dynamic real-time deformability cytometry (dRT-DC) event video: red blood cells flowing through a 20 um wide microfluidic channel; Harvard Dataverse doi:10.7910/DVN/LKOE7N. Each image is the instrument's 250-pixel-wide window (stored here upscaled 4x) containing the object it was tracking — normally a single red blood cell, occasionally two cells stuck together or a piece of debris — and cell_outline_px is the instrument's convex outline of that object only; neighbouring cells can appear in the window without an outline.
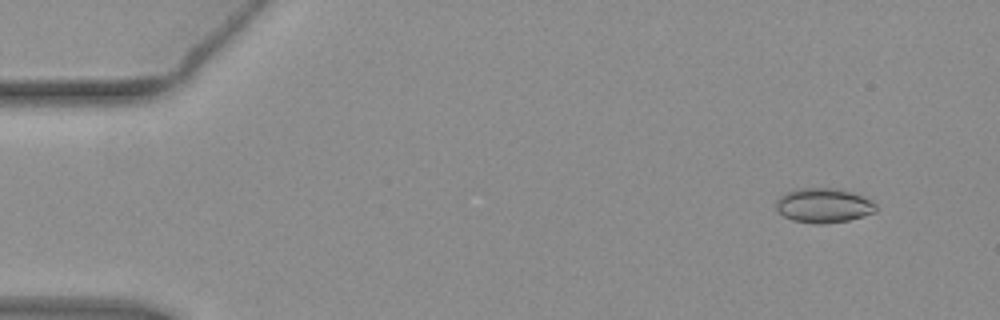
{"species": "common noctule bat (a hibernating species)", "species_latin": "Nyctalus noctula", "temperature_condition": "warm", "stored_images_in_passage": 53, "camera_frame_rate_fps": 3000, "um_per_image_px": 0.085, "animal": {"sex": "female", "body_mass_g": 19.3, "forearm_length_mm": 54.1}, "frame": {"image": 1, "passage_image": 5, "time_ms": 1.333, "image_size_px": [1000, 320], "cell_outline_px": [[876, 212], [848, 220], [820, 224], [816, 224], [792, 220], [784, 216], [776, 208], [776, 200], [784, 192], [796, 188], [836, 188], [852, 192], [864, 196], [872, 200], [876, 204]], "centroid_in_image_um": [70.0, 17.45], "position_along_channel_um": 15.0, "area_um2": 20.23}}
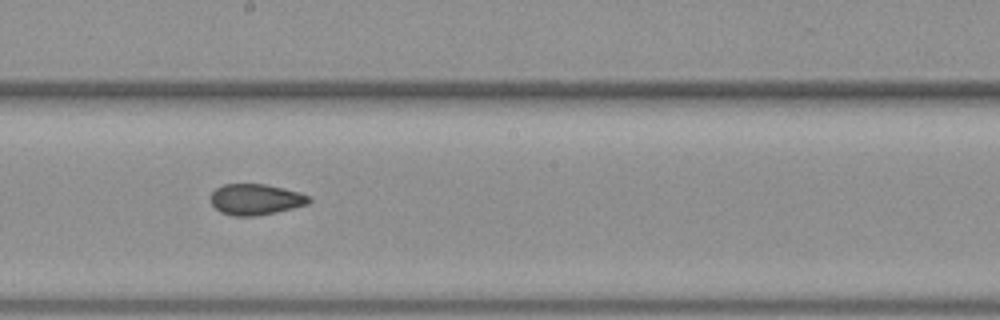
{"frame": {"image": 2, "passage_image": 30, "time_ms": 9.667, "image_size_px": [1000, 320], "cell_outline_px": [[312, 200], [308, 204], [276, 212], [256, 216], [232, 216], [220, 212], [212, 204], [212, 192], [216, 188], [224, 184], [264, 184], [284, 188], [300, 192], [308, 196]], "centroid_in_image_um": [21.74, 16.95], "position_along_channel_um": 226.5, "area_um2": 17.69}}
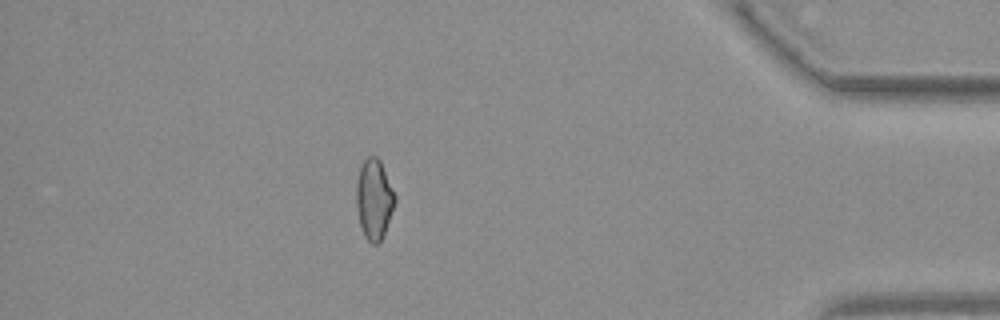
{"frame": {"image": 3, "passage_image": 47, "time_ms": 15.333, "image_size_px": [1000, 320], "cell_outline_px": [[396, 200], [384, 232], [380, 240], [376, 244], [372, 244], [364, 236], [360, 224], [356, 208], [356, 184], [360, 168], [364, 160], [368, 156], [376, 156], [380, 160], [396, 196]], "centroid_in_image_um": [31.78, 16.91], "position_along_channel_um": 403.4, "area_um2": 17.8}, "authors_computed_cell_mechanics": {"area_um2": 18.8428, "velocity_mm_per_s": 3.9273, "shape_relaxation_time_tau1_ms": null, "shape_relaxation_time_tau2_ms": 1.6248, "deformation_change_tau1": null, "deformation_change_tau2": 0.0603}}